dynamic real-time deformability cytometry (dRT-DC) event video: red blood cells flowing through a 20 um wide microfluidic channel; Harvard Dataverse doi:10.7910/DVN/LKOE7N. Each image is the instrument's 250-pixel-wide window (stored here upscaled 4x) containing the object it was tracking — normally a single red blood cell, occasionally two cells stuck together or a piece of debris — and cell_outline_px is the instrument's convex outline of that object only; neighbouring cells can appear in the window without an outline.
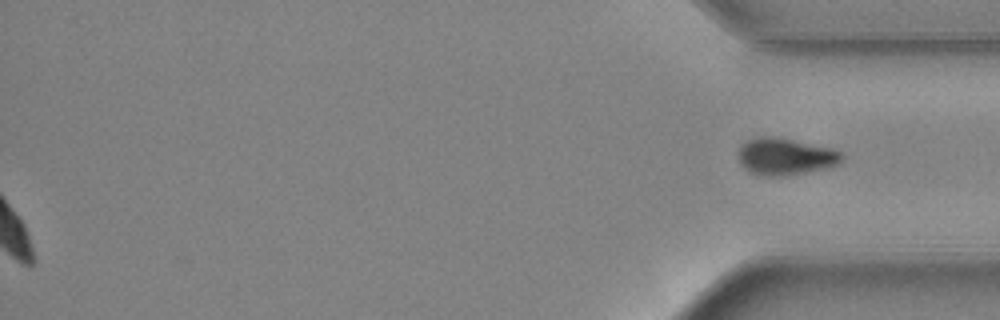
{"species": "common noctule bat (a hibernating species)", "species_latin": "Nyctalus noctula", "temperature_condition": "warm", "stored_images_in_passage": 48, "segment_of_instrument_passage": [2, 2], "camera_frame_rate_fps": 3000, "um_per_image_px": 0.085, "animal": {"sex": "female", "body_mass_g": 24.6, "forearm_length_mm": 56.2}, "frame": {"image": 1, "passage_image": 48, "time_ms": 15.667, "image_size_px": [1000, 320], "cell_outline_px": [[844, 160], [828, 168], [780, 176], [760, 176], [744, 168], [740, 164], [736, 152], [740, 144], [748, 140], [760, 136], [776, 136], [832, 148], [840, 152], [844, 156]], "centroid_in_image_um": [66.71, 13.29], "position_along_channel_um": 368.5, "area_um2": 22.54}}